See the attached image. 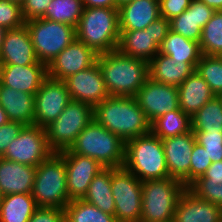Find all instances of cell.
Masks as SVG:
<instances>
[{
  "label": "cell",
  "instance_id": "35",
  "mask_svg": "<svg viewBox=\"0 0 222 222\" xmlns=\"http://www.w3.org/2000/svg\"><path fill=\"white\" fill-rule=\"evenodd\" d=\"M199 45L202 55H222V11H215L202 28Z\"/></svg>",
  "mask_w": 222,
  "mask_h": 222
},
{
  "label": "cell",
  "instance_id": "4",
  "mask_svg": "<svg viewBox=\"0 0 222 222\" xmlns=\"http://www.w3.org/2000/svg\"><path fill=\"white\" fill-rule=\"evenodd\" d=\"M123 167L141 182L169 178L162 140L150 131L127 141Z\"/></svg>",
  "mask_w": 222,
  "mask_h": 222
},
{
  "label": "cell",
  "instance_id": "31",
  "mask_svg": "<svg viewBox=\"0 0 222 222\" xmlns=\"http://www.w3.org/2000/svg\"><path fill=\"white\" fill-rule=\"evenodd\" d=\"M150 131L161 140L192 131L191 116L180 108L158 117L150 124Z\"/></svg>",
  "mask_w": 222,
  "mask_h": 222
},
{
  "label": "cell",
  "instance_id": "41",
  "mask_svg": "<svg viewBox=\"0 0 222 222\" xmlns=\"http://www.w3.org/2000/svg\"><path fill=\"white\" fill-rule=\"evenodd\" d=\"M52 0H24L21 5V14L23 20L43 18L47 7Z\"/></svg>",
  "mask_w": 222,
  "mask_h": 222
},
{
  "label": "cell",
  "instance_id": "8",
  "mask_svg": "<svg viewBox=\"0 0 222 222\" xmlns=\"http://www.w3.org/2000/svg\"><path fill=\"white\" fill-rule=\"evenodd\" d=\"M25 25L29 30L37 59L47 66L76 40V28L68 24L38 18L26 21Z\"/></svg>",
  "mask_w": 222,
  "mask_h": 222
},
{
  "label": "cell",
  "instance_id": "44",
  "mask_svg": "<svg viewBox=\"0 0 222 222\" xmlns=\"http://www.w3.org/2000/svg\"><path fill=\"white\" fill-rule=\"evenodd\" d=\"M28 222H65L64 209L38 207Z\"/></svg>",
  "mask_w": 222,
  "mask_h": 222
},
{
  "label": "cell",
  "instance_id": "50",
  "mask_svg": "<svg viewBox=\"0 0 222 222\" xmlns=\"http://www.w3.org/2000/svg\"><path fill=\"white\" fill-rule=\"evenodd\" d=\"M131 1H133V0H116V3L118 5V9H119L120 6H122V5L126 4V3H129Z\"/></svg>",
  "mask_w": 222,
  "mask_h": 222
},
{
  "label": "cell",
  "instance_id": "21",
  "mask_svg": "<svg viewBox=\"0 0 222 222\" xmlns=\"http://www.w3.org/2000/svg\"><path fill=\"white\" fill-rule=\"evenodd\" d=\"M215 11L201 0H192L189 7L169 21L170 30L188 40L199 42L202 28Z\"/></svg>",
  "mask_w": 222,
  "mask_h": 222
},
{
  "label": "cell",
  "instance_id": "29",
  "mask_svg": "<svg viewBox=\"0 0 222 222\" xmlns=\"http://www.w3.org/2000/svg\"><path fill=\"white\" fill-rule=\"evenodd\" d=\"M159 53L165 54L174 60L187 61L194 67L202 56L199 42L188 40L180 34L171 30L159 46Z\"/></svg>",
  "mask_w": 222,
  "mask_h": 222
},
{
  "label": "cell",
  "instance_id": "22",
  "mask_svg": "<svg viewBox=\"0 0 222 222\" xmlns=\"http://www.w3.org/2000/svg\"><path fill=\"white\" fill-rule=\"evenodd\" d=\"M173 222H222V208L186 189L177 202Z\"/></svg>",
  "mask_w": 222,
  "mask_h": 222
},
{
  "label": "cell",
  "instance_id": "16",
  "mask_svg": "<svg viewBox=\"0 0 222 222\" xmlns=\"http://www.w3.org/2000/svg\"><path fill=\"white\" fill-rule=\"evenodd\" d=\"M58 154L65 161L69 199H83L89 184L104 166L93 158L71 153L69 150Z\"/></svg>",
  "mask_w": 222,
  "mask_h": 222
},
{
  "label": "cell",
  "instance_id": "30",
  "mask_svg": "<svg viewBox=\"0 0 222 222\" xmlns=\"http://www.w3.org/2000/svg\"><path fill=\"white\" fill-rule=\"evenodd\" d=\"M37 208L31 193L4 195L0 204V222H28Z\"/></svg>",
  "mask_w": 222,
  "mask_h": 222
},
{
  "label": "cell",
  "instance_id": "18",
  "mask_svg": "<svg viewBox=\"0 0 222 222\" xmlns=\"http://www.w3.org/2000/svg\"><path fill=\"white\" fill-rule=\"evenodd\" d=\"M97 57V53L76 39L47 66L48 77L64 81L69 76L92 66Z\"/></svg>",
  "mask_w": 222,
  "mask_h": 222
},
{
  "label": "cell",
  "instance_id": "38",
  "mask_svg": "<svg viewBox=\"0 0 222 222\" xmlns=\"http://www.w3.org/2000/svg\"><path fill=\"white\" fill-rule=\"evenodd\" d=\"M196 142L206 149L212 163L222 160V132H193Z\"/></svg>",
  "mask_w": 222,
  "mask_h": 222
},
{
  "label": "cell",
  "instance_id": "32",
  "mask_svg": "<svg viewBox=\"0 0 222 222\" xmlns=\"http://www.w3.org/2000/svg\"><path fill=\"white\" fill-rule=\"evenodd\" d=\"M193 132H222V100L213 97L192 117Z\"/></svg>",
  "mask_w": 222,
  "mask_h": 222
},
{
  "label": "cell",
  "instance_id": "23",
  "mask_svg": "<svg viewBox=\"0 0 222 222\" xmlns=\"http://www.w3.org/2000/svg\"><path fill=\"white\" fill-rule=\"evenodd\" d=\"M36 167L0 157V190L2 195L32 193Z\"/></svg>",
  "mask_w": 222,
  "mask_h": 222
},
{
  "label": "cell",
  "instance_id": "48",
  "mask_svg": "<svg viewBox=\"0 0 222 222\" xmlns=\"http://www.w3.org/2000/svg\"><path fill=\"white\" fill-rule=\"evenodd\" d=\"M7 31H8L7 28H5L3 26H0V53H1V50H2V45H3V42H4Z\"/></svg>",
  "mask_w": 222,
  "mask_h": 222
},
{
  "label": "cell",
  "instance_id": "47",
  "mask_svg": "<svg viewBox=\"0 0 222 222\" xmlns=\"http://www.w3.org/2000/svg\"><path fill=\"white\" fill-rule=\"evenodd\" d=\"M214 11H222V0H201Z\"/></svg>",
  "mask_w": 222,
  "mask_h": 222
},
{
  "label": "cell",
  "instance_id": "52",
  "mask_svg": "<svg viewBox=\"0 0 222 222\" xmlns=\"http://www.w3.org/2000/svg\"><path fill=\"white\" fill-rule=\"evenodd\" d=\"M2 197H3V195H2L1 190H0V204L2 202Z\"/></svg>",
  "mask_w": 222,
  "mask_h": 222
},
{
  "label": "cell",
  "instance_id": "46",
  "mask_svg": "<svg viewBox=\"0 0 222 222\" xmlns=\"http://www.w3.org/2000/svg\"><path fill=\"white\" fill-rule=\"evenodd\" d=\"M82 4L84 8H118L116 0H82Z\"/></svg>",
  "mask_w": 222,
  "mask_h": 222
},
{
  "label": "cell",
  "instance_id": "42",
  "mask_svg": "<svg viewBox=\"0 0 222 222\" xmlns=\"http://www.w3.org/2000/svg\"><path fill=\"white\" fill-rule=\"evenodd\" d=\"M192 0H159L160 15L168 21L179 16L190 5Z\"/></svg>",
  "mask_w": 222,
  "mask_h": 222
},
{
  "label": "cell",
  "instance_id": "17",
  "mask_svg": "<svg viewBox=\"0 0 222 222\" xmlns=\"http://www.w3.org/2000/svg\"><path fill=\"white\" fill-rule=\"evenodd\" d=\"M169 178L190 185L191 153L196 143L193 131L162 139Z\"/></svg>",
  "mask_w": 222,
  "mask_h": 222
},
{
  "label": "cell",
  "instance_id": "12",
  "mask_svg": "<svg viewBox=\"0 0 222 222\" xmlns=\"http://www.w3.org/2000/svg\"><path fill=\"white\" fill-rule=\"evenodd\" d=\"M53 153L48 146L46 130L37 125H25L1 157L37 167Z\"/></svg>",
  "mask_w": 222,
  "mask_h": 222
},
{
  "label": "cell",
  "instance_id": "20",
  "mask_svg": "<svg viewBox=\"0 0 222 222\" xmlns=\"http://www.w3.org/2000/svg\"><path fill=\"white\" fill-rule=\"evenodd\" d=\"M47 77L46 64L0 65V83L17 91L35 95Z\"/></svg>",
  "mask_w": 222,
  "mask_h": 222
},
{
  "label": "cell",
  "instance_id": "24",
  "mask_svg": "<svg viewBox=\"0 0 222 222\" xmlns=\"http://www.w3.org/2000/svg\"><path fill=\"white\" fill-rule=\"evenodd\" d=\"M159 17V0H133L119 7V30H143Z\"/></svg>",
  "mask_w": 222,
  "mask_h": 222
},
{
  "label": "cell",
  "instance_id": "19",
  "mask_svg": "<svg viewBox=\"0 0 222 222\" xmlns=\"http://www.w3.org/2000/svg\"><path fill=\"white\" fill-rule=\"evenodd\" d=\"M44 64L36 57L28 28L24 24L7 31L0 53V65Z\"/></svg>",
  "mask_w": 222,
  "mask_h": 222
},
{
  "label": "cell",
  "instance_id": "7",
  "mask_svg": "<svg viewBox=\"0 0 222 222\" xmlns=\"http://www.w3.org/2000/svg\"><path fill=\"white\" fill-rule=\"evenodd\" d=\"M186 189L172 178L143 181L140 222H173L177 202Z\"/></svg>",
  "mask_w": 222,
  "mask_h": 222
},
{
  "label": "cell",
  "instance_id": "27",
  "mask_svg": "<svg viewBox=\"0 0 222 222\" xmlns=\"http://www.w3.org/2000/svg\"><path fill=\"white\" fill-rule=\"evenodd\" d=\"M213 97L209 85L196 71L178 86L179 108L191 117Z\"/></svg>",
  "mask_w": 222,
  "mask_h": 222
},
{
  "label": "cell",
  "instance_id": "14",
  "mask_svg": "<svg viewBox=\"0 0 222 222\" xmlns=\"http://www.w3.org/2000/svg\"><path fill=\"white\" fill-rule=\"evenodd\" d=\"M135 99L151 124L155 119L179 109L178 87L162 84L148 77Z\"/></svg>",
  "mask_w": 222,
  "mask_h": 222
},
{
  "label": "cell",
  "instance_id": "49",
  "mask_svg": "<svg viewBox=\"0 0 222 222\" xmlns=\"http://www.w3.org/2000/svg\"><path fill=\"white\" fill-rule=\"evenodd\" d=\"M9 121L6 112L4 109L0 106V126L4 125Z\"/></svg>",
  "mask_w": 222,
  "mask_h": 222
},
{
  "label": "cell",
  "instance_id": "6",
  "mask_svg": "<svg viewBox=\"0 0 222 222\" xmlns=\"http://www.w3.org/2000/svg\"><path fill=\"white\" fill-rule=\"evenodd\" d=\"M31 194L37 207L64 209L71 201L65 161L58 153H53L36 167Z\"/></svg>",
  "mask_w": 222,
  "mask_h": 222
},
{
  "label": "cell",
  "instance_id": "37",
  "mask_svg": "<svg viewBox=\"0 0 222 222\" xmlns=\"http://www.w3.org/2000/svg\"><path fill=\"white\" fill-rule=\"evenodd\" d=\"M187 189L197 198L211 202L222 208V183H210L203 176H200Z\"/></svg>",
  "mask_w": 222,
  "mask_h": 222
},
{
  "label": "cell",
  "instance_id": "36",
  "mask_svg": "<svg viewBox=\"0 0 222 222\" xmlns=\"http://www.w3.org/2000/svg\"><path fill=\"white\" fill-rule=\"evenodd\" d=\"M195 71L207 82L215 96L222 94V58L220 56L202 55Z\"/></svg>",
  "mask_w": 222,
  "mask_h": 222
},
{
  "label": "cell",
  "instance_id": "15",
  "mask_svg": "<svg viewBox=\"0 0 222 222\" xmlns=\"http://www.w3.org/2000/svg\"><path fill=\"white\" fill-rule=\"evenodd\" d=\"M64 81L71 100L86 103L93 108L109 96L97 61Z\"/></svg>",
  "mask_w": 222,
  "mask_h": 222
},
{
  "label": "cell",
  "instance_id": "25",
  "mask_svg": "<svg viewBox=\"0 0 222 222\" xmlns=\"http://www.w3.org/2000/svg\"><path fill=\"white\" fill-rule=\"evenodd\" d=\"M0 106L6 112L9 121L35 125V95L17 91L0 83Z\"/></svg>",
  "mask_w": 222,
  "mask_h": 222
},
{
  "label": "cell",
  "instance_id": "13",
  "mask_svg": "<svg viewBox=\"0 0 222 222\" xmlns=\"http://www.w3.org/2000/svg\"><path fill=\"white\" fill-rule=\"evenodd\" d=\"M71 101L65 81L47 77L35 94V125L46 128Z\"/></svg>",
  "mask_w": 222,
  "mask_h": 222
},
{
  "label": "cell",
  "instance_id": "51",
  "mask_svg": "<svg viewBox=\"0 0 222 222\" xmlns=\"http://www.w3.org/2000/svg\"><path fill=\"white\" fill-rule=\"evenodd\" d=\"M9 2H14V3H17L19 5H22V3L24 2V0H7Z\"/></svg>",
  "mask_w": 222,
  "mask_h": 222
},
{
  "label": "cell",
  "instance_id": "3",
  "mask_svg": "<svg viewBox=\"0 0 222 222\" xmlns=\"http://www.w3.org/2000/svg\"><path fill=\"white\" fill-rule=\"evenodd\" d=\"M120 38L118 8H84L76 39L98 55L117 50Z\"/></svg>",
  "mask_w": 222,
  "mask_h": 222
},
{
  "label": "cell",
  "instance_id": "43",
  "mask_svg": "<svg viewBox=\"0 0 222 222\" xmlns=\"http://www.w3.org/2000/svg\"><path fill=\"white\" fill-rule=\"evenodd\" d=\"M25 125L17 121H8L0 126V157L5 153L10 142L16 138Z\"/></svg>",
  "mask_w": 222,
  "mask_h": 222
},
{
  "label": "cell",
  "instance_id": "33",
  "mask_svg": "<svg viewBox=\"0 0 222 222\" xmlns=\"http://www.w3.org/2000/svg\"><path fill=\"white\" fill-rule=\"evenodd\" d=\"M64 214L65 222H117L114 215L104 213L83 199L71 200Z\"/></svg>",
  "mask_w": 222,
  "mask_h": 222
},
{
  "label": "cell",
  "instance_id": "34",
  "mask_svg": "<svg viewBox=\"0 0 222 222\" xmlns=\"http://www.w3.org/2000/svg\"><path fill=\"white\" fill-rule=\"evenodd\" d=\"M83 9L82 0H52L43 18L76 28Z\"/></svg>",
  "mask_w": 222,
  "mask_h": 222
},
{
  "label": "cell",
  "instance_id": "5",
  "mask_svg": "<svg viewBox=\"0 0 222 222\" xmlns=\"http://www.w3.org/2000/svg\"><path fill=\"white\" fill-rule=\"evenodd\" d=\"M125 149L126 142L93 119L68 150L93 158L104 167L121 168L125 162Z\"/></svg>",
  "mask_w": 222,
  "mask_h": 222
},
{
  "label": "cell",
  "instance_id": "28",
  "mask_svg": "<svg viewBox=\"0 0 222 222\" xmlns=\"http://www.w3.org/2000/svg\"><path fill=\"white\" fill-rule=\"evenodd\" d=\"M112 167H104L89 184L83 200L94 205L104 213L114 215L115 202L111 190Z\"/></svg>",
  "mask_w": 222,
  "mask_h": 222
},
{
  "label": "cell",
  "instance_id": "1",
  "mask_svg": "<svg viewBox=\"0 0 222 222\" xmlns=\"http://www.w3.org/2000/svg\"><path fill=\"white\" fill-rule=\"evenodd\" d=\"M93 113L97 123L124 142L150 132V123L135 97L108 96Z\"/></svg>",
  "mask_w": 222,
  "mask_h": 222
},
{
  "label": "cell",
  "instance_id": "26",
  "mask_svg": "<svg viewBox=\"0 0 222 222\" xmlns=\"http://www.w3.org/2000/svg\"><path fill=\"white\" fill-rule=\"evenodd\" d=\"M149 77L162 84L178 87L195 67L187 61L174 60L171 57L158 53L148 62Z\"/></svg>",
  "mask_w": 222,
  "mask_h": 222
},
{
  "label": "cell",
  "instance_id": "9",
  "mask_svg": "<svg viewBox=\"0 0 222 222\" xmlns=\"http://www.w3.org/2000/svg\"><path fill=\"white\" fill-rule=\"evenodd\" d=\"M93 115L91 105L71 100L58 118L45 128L51 150L59 153L70 149L79 133L94 119Z\"/></svg>",
  "mask_w": 222,
  "mask_h": 222
},
{
  "label": "cell",
  "instance_id": "45",
  "mask_svg": "<svg viewBox=\"0 0 222 222\" xmlns=\"http://www.w3.org/2000/svg\"><path fill=\"white\" fill-rule=\"evenodd\" d=\"M203 177L207 179L210 183H222V160L218 162H213Z\"/></svg>",
  "mask_w": 222,
  "mask_h": 222
},
{
  "label": "cell",
  "instance_id": "40",
  "mask_svg": "<svg viewBox=\"0 0 222 222\" xmlns=\"http://www.w3.org/2000/svg\"><path fill=\"white\" fill-rule=\"evenodd\" d=\"M211 164L212 161L206 149L196 142L191 153L190 184L198 177L203 176Z\"/></svg>",
  "mask_w": 222,
  "mask_h": 222
},
{
  "label": "cell",
  "instance_id": "10",
  "mask_svg": "<svg viewBox=\"0 0 222 222\" xmlns=\"http://www.w3.org/2000/svg\"><path fill=\"white\" fill-rule=\"evenodd\" d=\"M142 182L124 167L113 168L111 190L115 202L117 222H140L142 210Z\"/></svg>",
  "mask_w": 222,
  "mask_h": 222
},
{
  "label": "cell",
  "instance_id": "2",
  "mask_svg": "<svg viewBox=\"0 0 222 222\" xmlns=\"http://www.w3.org/2000/svg\"><path fill=\"white\" fill-rule=\"evenodd\" d=\"M109 96L135 97L149 77L148 62L118 50L97 57Z\"/></svg>",
  "mask_w": 222,
  "mask_h": 222
},
{
  "label": "cell",
  "instance_id": "11",
  "mask_svg": "<svg viewBox=\"0 0 222 222\" xmlns=\"http://www.w3.org/2000/svg\"><path fill=\"white\" fill-rule=\"evenodd\" d=\"M169 30V21L161 16L143 30L120 31L117 50L149 62L159 53V46Z\"/></svg>",
  "mask_w": 222,
  "mask_h": 222
},
{
  "label": "cell",
  "instance_id": "39",
  "mask_svg": "<svg viewBox=\"0 0 222 222\" xmlns=\"http://www.w3.org/2000/svg\"><path fill=\"white\" fill-rule=\"evenodd\" d=\"M25 24L21 14V5L0 0V26L10 29H17Z\"/></svg>",
  "mask_w": 222,
  "mask_h": 222
}]
</instances>
